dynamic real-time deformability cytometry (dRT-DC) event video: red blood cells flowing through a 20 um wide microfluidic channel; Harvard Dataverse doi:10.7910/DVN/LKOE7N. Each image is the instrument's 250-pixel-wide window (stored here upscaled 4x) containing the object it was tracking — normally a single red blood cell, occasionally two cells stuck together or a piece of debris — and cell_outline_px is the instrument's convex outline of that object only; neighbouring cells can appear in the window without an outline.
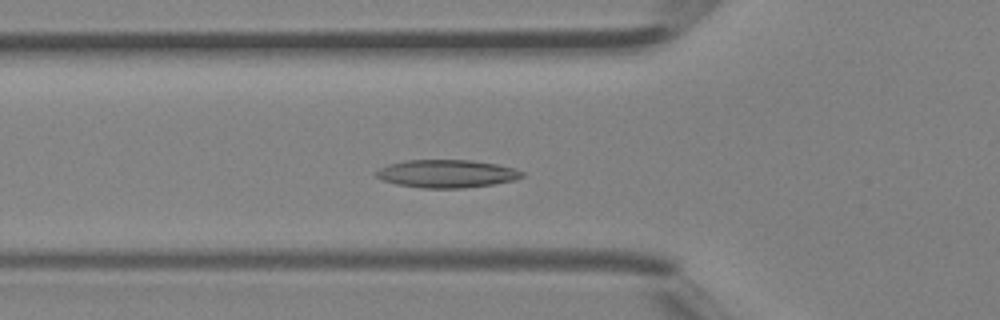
{"species": "Egyptian fruit bat (a non-hibernating species)", "species_latin": "Rousettus aegyptiacus", "temperature_condition": "room temperature", "stored_images_in_passage": 40, "camera_frame_rate_fps": 3000, "um_per_image_px": 0.085, "animal": {"sex": "female"}, "frame": {"image": 1, "passage_image": 13, "time_ms": 4.0, "image_size_px": [1000, 320], "cell_outline_px": [[524, 176], [516, 180], [492, 184], [464, 188], [420, 188], [396, 184], [384, 180], [376, 176], [376, 172], [380, 168], [388, 164], [404, 160], [472, 160], [496, 164], [512, 168], [524, 172]], "centroid_in_image_um": [37.97, 14.76], "position_along_channel_um": 87.8, "area_um2": 23.7}}
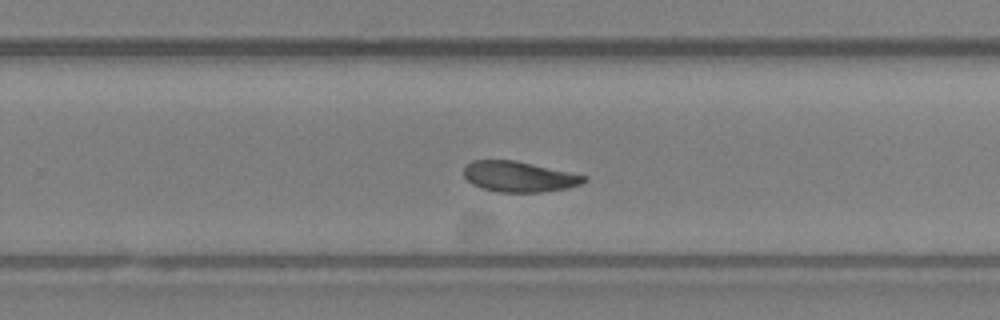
{"frame": {"image": 2, "passage_image": 25, "time_ms": 8.0, "image_size_px": [1000, 320], "cell_outline_px": [[588, 180], [580, 184], [568, 188], [540, 192], [500, 192], [480, 188], [472, 184], [464, 176], [464, 168], [472, 160], [516, 160], [588, 176]], "centroid_in_image_um": [44.13, 15.01], "position_along_channel_um": 285.7, "area_um2": 21.44}}
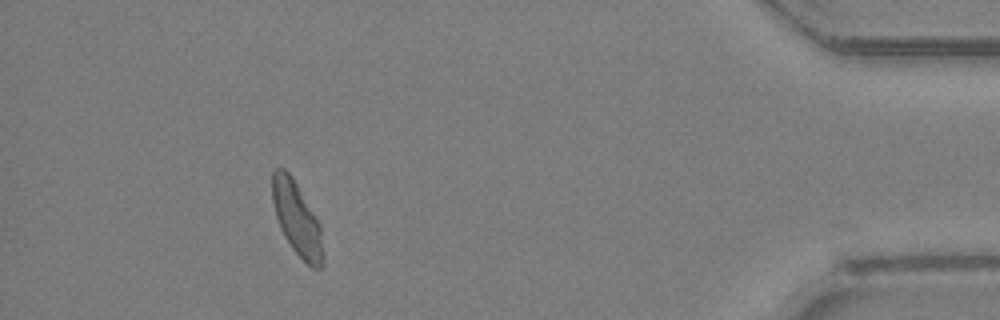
{"frame": {"image": 3, "passage_image": 36, "time_ms": 11.667, "image_size_px": [1000, 320], "cell_outline_px": [[324, 256], [320, 268], [312, 268], [292, 248], [284, 236], [280, 228], [276, 216], [272, 200], [272, 172], [276, 168], [284, 168], [292, 176], [320, 224], [324, 252]], "centroid_in_image_um": [25.23, 18.59], "position_along_channel_um": 410.0, "area_um2": 21.56}}